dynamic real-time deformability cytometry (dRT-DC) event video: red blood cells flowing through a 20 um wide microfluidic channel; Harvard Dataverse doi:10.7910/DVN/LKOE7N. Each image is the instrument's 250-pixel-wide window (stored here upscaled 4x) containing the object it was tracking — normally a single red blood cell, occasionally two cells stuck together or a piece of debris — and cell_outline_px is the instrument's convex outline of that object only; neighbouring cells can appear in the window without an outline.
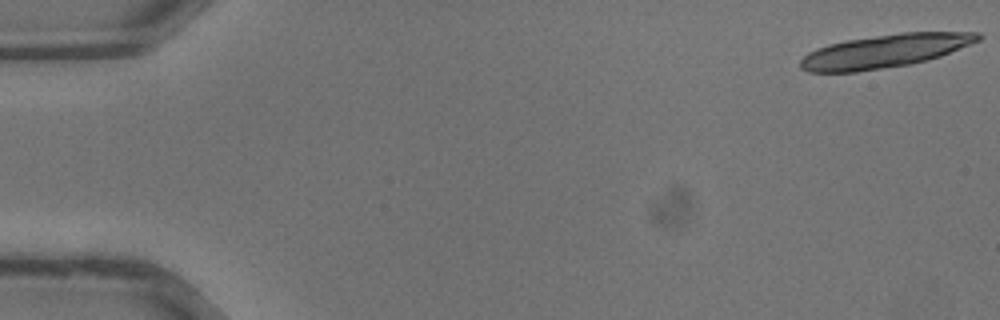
{"species": "common noctule bat (a hibernating species)", "species_latin": "Nyctalus noctula", "temperature_condition": "warm", "stored_images_in_passage": 13, "camera_frame_rate_fps": 3000, "um_per_image_px": 0.085, "animal": {"sex": "male", "body_mass_g": 13.3}, "frame": {"image": 1, "passage_image": 1, "time_ms": 0.0, "image_size_px": [1000, 320], "cell_outline_px": [[984, 36], [980, 40], [940, 56], [928, 60], [912, 64], [856, 72], [808, 72], [800, 68], [800, 60], [808, 52], [816, 48], [828, 44], [848, 40], [900, 32], [980, 32]], "centroid_in_image_um": [75.21, 4.34], "position_along_channel_um": 9.8, "area_um2": 34.51}}